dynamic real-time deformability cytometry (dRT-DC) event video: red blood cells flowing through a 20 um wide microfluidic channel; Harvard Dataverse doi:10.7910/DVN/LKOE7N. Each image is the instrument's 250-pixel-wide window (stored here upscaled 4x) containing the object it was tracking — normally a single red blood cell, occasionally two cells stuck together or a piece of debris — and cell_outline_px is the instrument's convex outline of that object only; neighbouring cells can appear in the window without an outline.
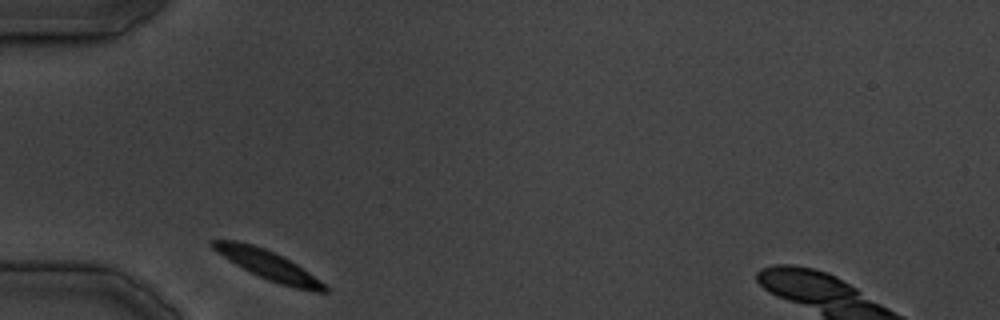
{"species": "common noctule bat (a hibernating species)", "species_latin": "Nyctalus noctula", "temperature_condition": "cold", "stored_images_in_passage": 22, "camera_frame_rate_fps": 3000, "um_per_image_px": 0.085, "animal": {"sex": "male", "body_mass_g": 19.5, "forearm_length_mm": 54.6}, "frame": {"image": 1, "passage_image": 1, "time_ms": 0.0, "image_size_px": [1000, 320], "cell_outline_px": [[328, 292], [316, 292], [296, 288], [280, 284], [268, 280], [236, 264], [212, 248], [208, 244], [212, 240], [236, 240], [252, 244], [264, 248], [296, 264], [320, 280], [328, 288]], "centroid_in_image_um": [22.79, 22.53], "position_along_channel_um": 62.2, "area_um2": 18.44}}
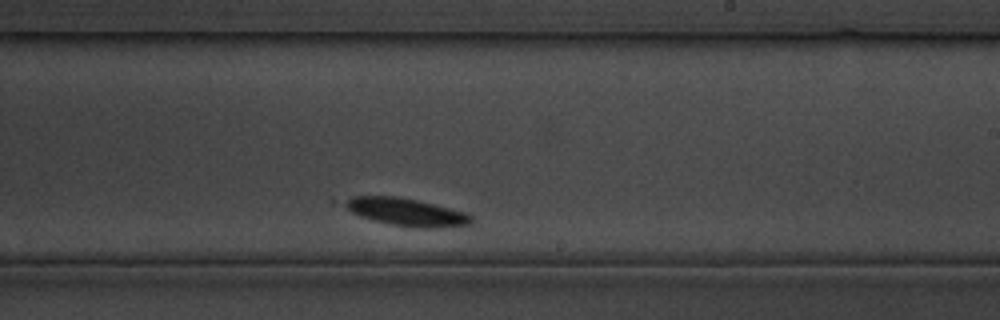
{"frame": {"image": 2, "passage_image": 13, "time_ms": 16.0, "image_size_px": [1000, 320], "cell_outline_px": [[472, 220], [468, 224], [428, 228], [424, 228], [388, 224], [372, 220], [360, 216], [352, 212], [344, 204], [352, 196], [396, 196], [416, 200], [468, 212], [472, 216]], "centroid_in_image_um": [34.55, 18.02], "position_along_channel_um": 254.5, "area_um2": 20.0}}